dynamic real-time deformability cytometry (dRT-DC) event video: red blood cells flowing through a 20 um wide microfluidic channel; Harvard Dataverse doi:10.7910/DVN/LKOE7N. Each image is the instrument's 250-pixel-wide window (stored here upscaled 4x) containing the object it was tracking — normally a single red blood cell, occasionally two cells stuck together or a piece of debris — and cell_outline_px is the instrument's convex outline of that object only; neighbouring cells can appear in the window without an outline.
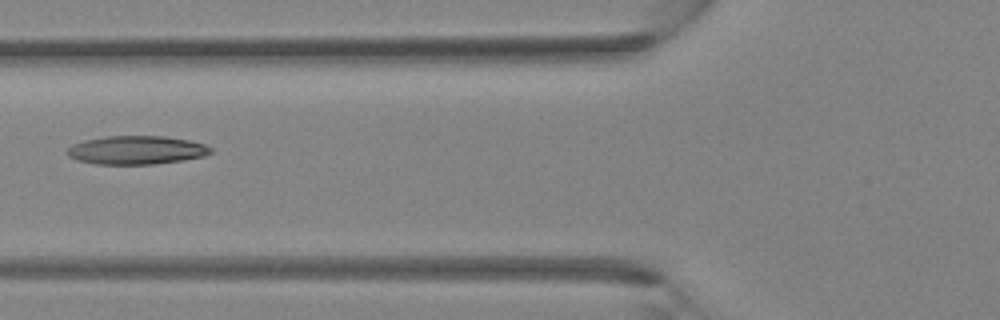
{"species": "Egyptian fruit bat (a non-hibernating species)", "species_latin": "Rousettus aegyptiacus", "temperature_condition": "room temperature", "stored_images_in_passage": 4, "camera_frame_rate_fps": 3000, "um_per_image_px": 0.085, "animal": {"sex": "female"}, "frame": {"image": 1, "passage_image": 4, "time_ms": 3.333, "image_size_px": [1000, 320], "cell_outline_px": [[212, 152], [204, 156], [184, 160], [152, 164], [96, 164], [76, 160], [68, 156], [68, 148], [72, 144], [84, 140], [108, 136], [164, 136], [188, 140], [204, 144], [212, 148]], "centroid_in_image_um": [11.59, 12.76], "position_along_channel_um": 114.2, "area_um2": 23.81}}